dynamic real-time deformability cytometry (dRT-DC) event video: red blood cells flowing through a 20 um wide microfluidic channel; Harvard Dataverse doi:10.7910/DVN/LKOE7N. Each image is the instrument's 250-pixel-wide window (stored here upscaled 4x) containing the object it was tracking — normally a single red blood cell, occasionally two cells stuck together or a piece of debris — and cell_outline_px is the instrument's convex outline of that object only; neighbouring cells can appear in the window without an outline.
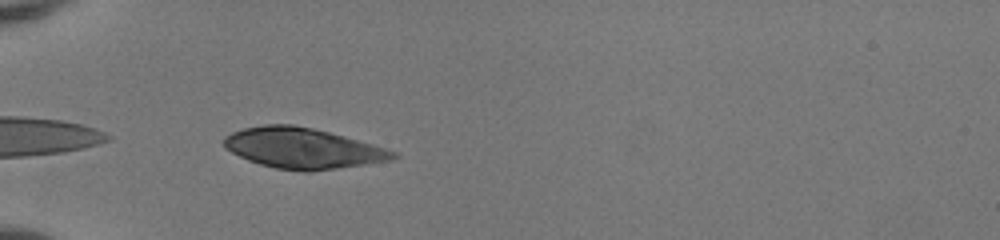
{"species": "human", "species_latin": "Homo sapiens", "temperature_condition": "room temperature", "stored_images_in_passage": 26, "camera_frame_rate_fps": 3000, "um_per_image_px": 0.085, "donor": {"sex": "female"}, "frame": {"image": 1, "passage_image": 1, "time_ms": 0.0, "image_size_px": [1000, 240], "cell_outline_px": [[400, 156], [392, 160], [368, 164], [312, 172], [304, 172], [276, 168], [260, 164], [248, 160], [224, 148], [224, 136], [232, 132], [244, 128], [264, 124], [292, 124], [312, 128], [344, 136], [372, 144], [396, 152]], "centroid_in_image_um": [25.73, 12.61], "position_along_channel_um": 59.3, "area_um2": 40.0}}
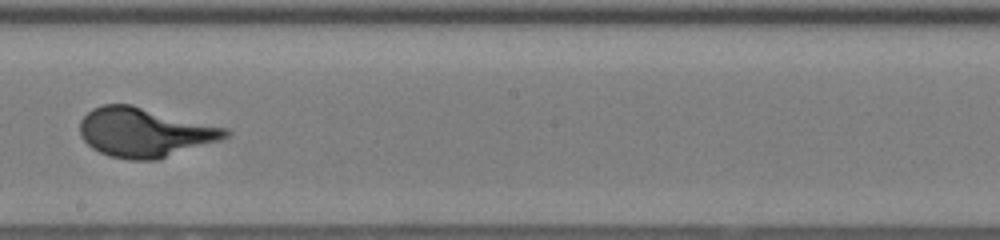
{"frame": {"image": 2, "passage_image": 15, "time_ms": 4.667, "image_size_px": [1000, 240], "cell_outline_px": [[232, 132], [228, 136], [220, 140], [156, 160], [128, 160], [108, 156], [92, 148], [80, 136], [80, 120], [92, 108], [104, 104], [132, 104], [228, 128]], "centroid_in_image_um": [12.29, 11.24], "position_along_channel_um": 235.9, "area_um2": 41.96}}
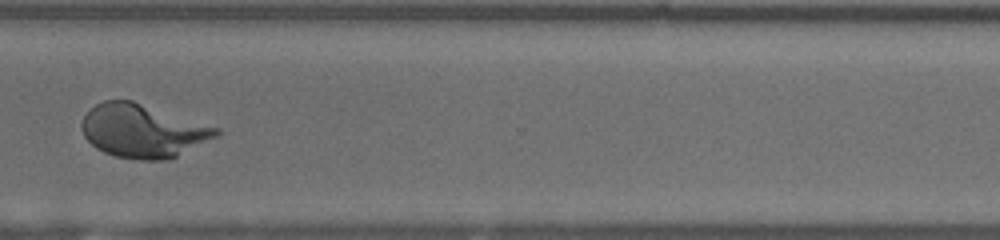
{"frame": {"image": 3, "passage_image": 24, "time_ms": 7.667, "image_size_px": [1000, 240], "cell_outline_px": [[220, 132], [216, 136], [168, 160], [136, 160], [112, 156], [96, 148], [84, 136], [80, 128], [80, 124], [84, 116], [96, 104], [104, 100], [132, 100], [220, 128]], "centroid_in_image_um": [12.1, 11.13], "position_along_channel_um": 358.5, "area_um2": 41.67}}